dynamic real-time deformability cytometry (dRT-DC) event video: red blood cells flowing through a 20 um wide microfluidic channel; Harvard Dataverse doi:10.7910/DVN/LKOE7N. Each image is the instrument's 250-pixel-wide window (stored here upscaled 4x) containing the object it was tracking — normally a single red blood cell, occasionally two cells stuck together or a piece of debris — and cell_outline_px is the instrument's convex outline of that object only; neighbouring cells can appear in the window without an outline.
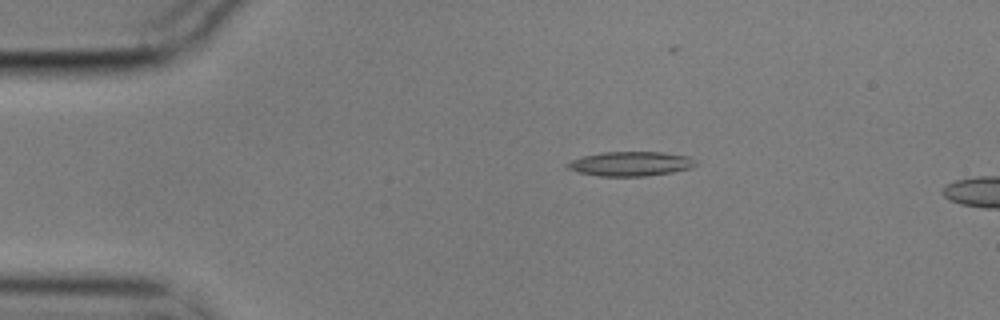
{"species": "common noctule bat (a hibernating species)", "species_latin": "Nyctalus noctula", "temperature_condition": "cold", "stored_images_in_passage": 2, "camera_frame_rate_fps": 3000, "um_per_image_px": 0.085, "animal": {"sex": "male", "body_mass_g": 17.9}, "frame": {"image": 1, "passage_image": 1, "time_ms": 0.0, "image_size_px": [1000, 320], "cell_outline_px": [[696, 164], [692, 168], [672, 172], [644, 176], [600, 176], [580, 172], [564, 168], [564, 164], [572, 160], [584, 156], [604, 152], [664, 152], [688, 156], [696, 160]], "centroid_in_image_um": [53.6, 13.92], "position_along_channel_um": 31.4, "area_um2": 18.26}}